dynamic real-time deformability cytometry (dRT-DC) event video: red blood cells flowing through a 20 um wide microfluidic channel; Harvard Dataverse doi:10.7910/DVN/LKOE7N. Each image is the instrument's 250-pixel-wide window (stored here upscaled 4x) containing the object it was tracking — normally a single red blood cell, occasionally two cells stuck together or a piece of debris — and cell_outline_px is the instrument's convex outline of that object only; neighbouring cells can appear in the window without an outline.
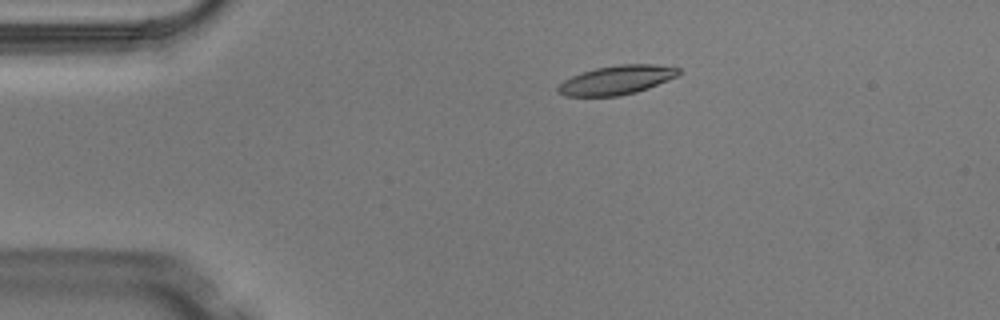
{"species": "Egyptian fruit bat (a non-hibernating species)", "species_latin": "Rousettus aegyptiacus", "temperature_condition": "warm", "stored_images_in_passage": 3, "camera_frame_rate_fps": 3000, "um_per_image_px": 0.085, "animal": {"sex": "male"}, "frame": {"image": 1, "passage_image": 2, "time_ms": 0.333, "image_size_px": [1000, 320], "cell_outline_px": [[680, 72], [676, 76], [648, 88], [636, 92], [620, 96], [564, 96], [556, 92], [556, 88], [564, 80], [572, 76], [596, 68], [620, 64], [652, 64], [680, 68]], "centroid_in_image_um": [52.38, 6.81], "position_along_channel_um": 32.6, "area_um2": 20.23}}